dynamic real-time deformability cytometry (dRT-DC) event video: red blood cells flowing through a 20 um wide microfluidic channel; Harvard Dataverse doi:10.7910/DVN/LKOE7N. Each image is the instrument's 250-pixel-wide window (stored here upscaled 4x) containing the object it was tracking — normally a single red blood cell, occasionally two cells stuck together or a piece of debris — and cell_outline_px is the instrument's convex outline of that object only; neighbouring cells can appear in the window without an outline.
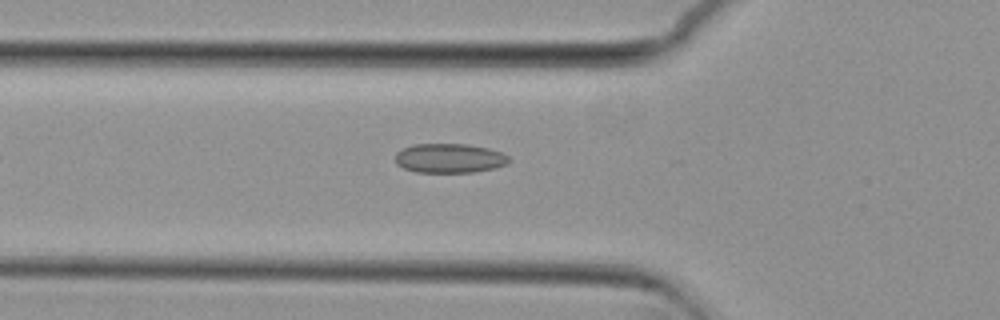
{"species": "common noctule bat (a hibernating species)", "species_latin": "Nyctalus noctula", "temperature_condition": "cold", "stored_images_in_passage": 34, "camera_frame_rate_fps": 3000, "um_per_image_px": 0.085, "animal": {"sex": "female", "body_mass_g": 29.2, "forearm_length_mm": 56.3}, "frame": {"image": 1, "passage_image": 4, "time_ms": 1.0, "image_size_px": [1000, 320], "cell_outline_px": [[508, 164], [496, 168], [472, 172], [416, 172], [404, 168], [396, 164], [396, 152], [412, 144], [468, 144], [488, 148], [500, 152], [508, 156]], "centroid_in_image_um": [38.2, 13.45], "position_along_channel_um": 87.6, "area_um2": 19.42}}
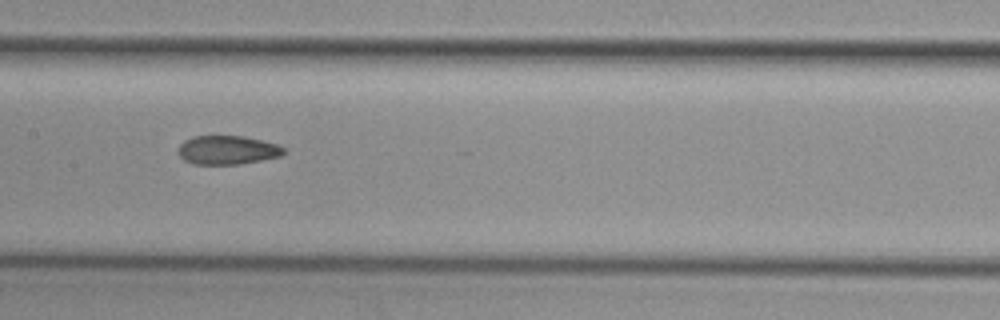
{"frame": {"image": 2, "passage_image": 12, "time_ms": 3.667, "image_size_px": [1000, 320], "cell_outline_px": [[284, 152], [280, 156], [260, 160], [236, 164], [192, 164], [184, 160], [180, 156], [180, 144], [184, 140], [192, 136], [244, 136], [276, 144], [284, 148]], "centroid_in_image_um": [19.3, 12.75], "position_along_channel_um": 188.1, "area_um2": 17.46}}
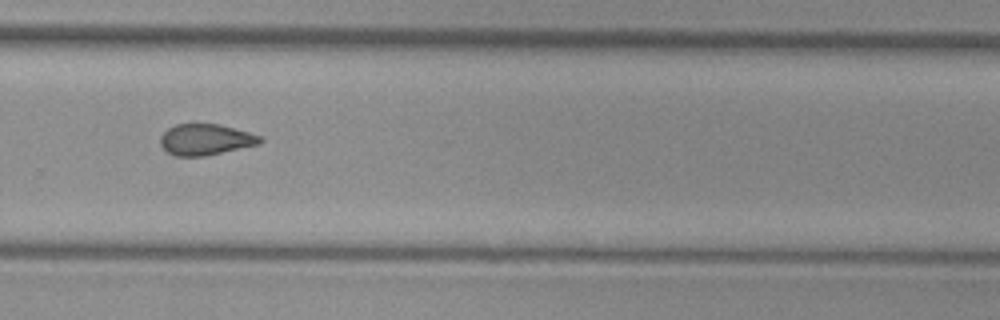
{"frame": {"image": 3, "passage_image": 22, "time_ms": 7.0, "image_size_px": [1000, 320], "cell_outline_px": [[264, 140], [260, 144], [204, 156], [176, 156], [168, 152], [160, 144], [160, 136], [168, 128], [176, 124], [196, 120], [220, 124], [264, 136]], "centroid_in_image_um": [17.49, 11.81], "position_along_channel_um": 312.3, "area_um2": 18.79}, "authors_computed_cell_mechanics": {"area_um2": 18.3515, "velocity_mm_per_s": 3.7368, "shape_relaxation_time_tau1_ms": null, "shape_relaxation_time_tau2_ms": 3.6359, "deformation_change_tau1": null, "deformation_change_tau2": 0.0953}}